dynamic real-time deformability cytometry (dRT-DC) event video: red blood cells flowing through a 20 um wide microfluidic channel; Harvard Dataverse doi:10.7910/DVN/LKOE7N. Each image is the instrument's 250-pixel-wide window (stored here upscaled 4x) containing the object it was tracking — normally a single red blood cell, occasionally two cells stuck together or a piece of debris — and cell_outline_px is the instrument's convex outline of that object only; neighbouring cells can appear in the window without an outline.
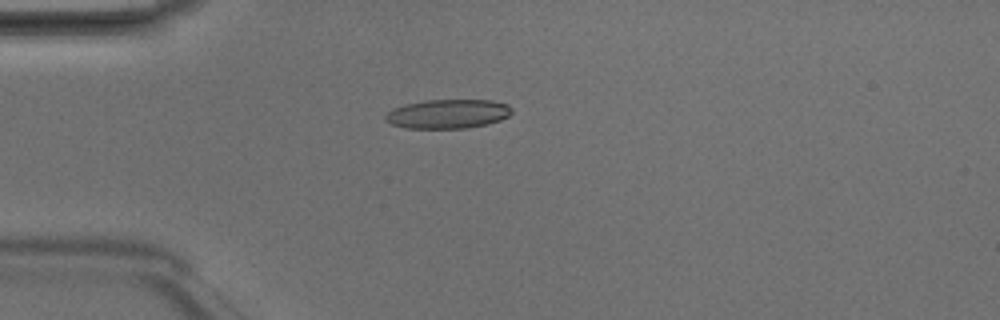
{"species": "Egyptian fruit bat (a non-hibernating species)", "species_latin": "Rousettus aegyptiacus", "temperature_condition": "room temperature", "stored_images_in_passage": 5, "camera_frame_rate_fps": 3000, "um_per_image_px": 0.085, "animal": {"sex": "male"}, "frame": {"image": 1, "passage_image": 4, "time_ms": 1.0, "image_size_px": [1000, 320], "cell_outline_px": [[512, 112], [508, 116], [500, 120], [488, 124], [464, 128], [404, 128], [392, 124], [384, 120], [384, 116], [392, 108], [408, 104], [428, 100], [492, 100], [508, 104], [512, 108]], "centroid_in_image_um": [38.08, 9.68], "position_along_channel_um": 46.9, "area_um2": 21.44}}